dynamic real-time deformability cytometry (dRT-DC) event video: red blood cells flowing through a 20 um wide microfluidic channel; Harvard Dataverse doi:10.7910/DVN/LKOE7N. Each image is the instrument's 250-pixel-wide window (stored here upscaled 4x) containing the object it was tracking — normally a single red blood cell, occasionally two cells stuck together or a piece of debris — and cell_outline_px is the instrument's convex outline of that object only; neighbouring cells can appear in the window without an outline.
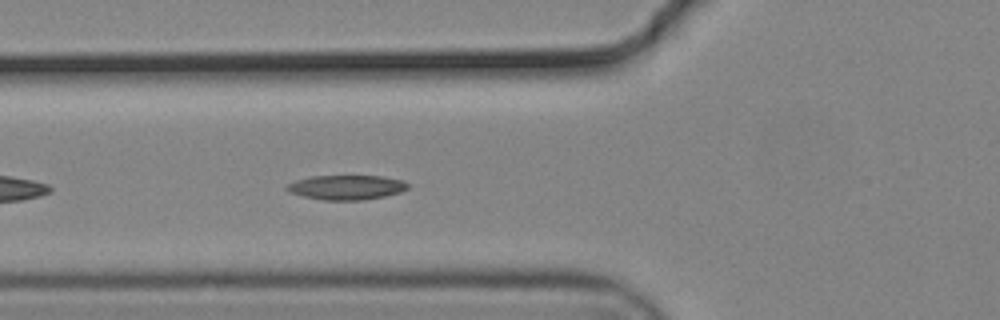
{"species": "common noctule bat (a hibernating species)", "species_latin": "Nyctalus noctula", "temperature_condition": "cold", "stored_images_in_passage": 12, "camera_frame_rate_fps": 3000, "um_per_image_px": 0.085, "animal": {"sex": "male", "body_mass_g": 19.2, "forearm_length_mm": 51.8}, "frame": {"image": 1, "passage_image": 6, "time_ms": 1.667, "image_size_px": [1000, 320], "cell_outline_px": [[408, 188], [400, 192], [384, 196], [364, 200], [324, 200], [304, 196], [288, 192], [284, 188], [288, 184], [296, 180], [312, 176], [380, 176], [404, 180], [408, 184]], "centroid_in_image_um": [29.44, 15.92], "position_along_channel_um": 96.4, "area_um2": 17.28}}
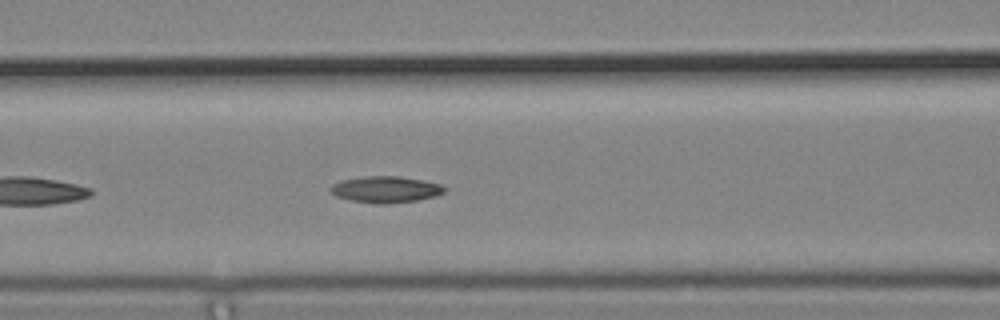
{"frame": {"image": 2, "passage_image": 9, "time_ms": 2.667, "image_size_px": [1000, 320], "cell_outline_px": [[448, 188], [444, 192], [436, 196], [416, 200], [384, 204], [380, 204], [352, 200], [336, 196], [328, 188], [332, 184], [340, 180], [368, 176], [400, 176], [440, 184]], "centroid_in_image_um": [32.78, 16.09], "position_along_channel_um": 133.8, "area_um2": 17.4}}